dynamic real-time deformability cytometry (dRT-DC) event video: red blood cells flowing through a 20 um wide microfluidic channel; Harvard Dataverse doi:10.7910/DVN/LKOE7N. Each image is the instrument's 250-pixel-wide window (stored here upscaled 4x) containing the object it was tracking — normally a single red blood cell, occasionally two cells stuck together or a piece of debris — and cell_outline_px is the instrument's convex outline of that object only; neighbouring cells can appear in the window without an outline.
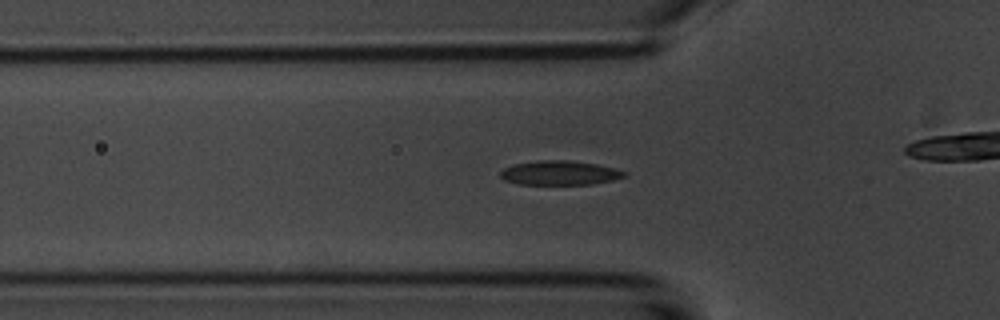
{"species": "common noctule bat (a hibernating species)", "species_latin": "Nyctalus noctula", "temperature_condition": "room temperature", "stored_images_in_passage": 35, "camera_frame_rate_fps": 3000, "um_per_image_px": 0.085, "animal": {"sex": "male", "body_mass_g": 20.1, "forearm_length_mm": 53.5}, "frame": {"image": 1, "passage_image": 11, "time_ms": 3.333, "image_size_px": [1000, 320], "cell_outline_px": [[624, 176], [612, 180], [592, 184], [520, 184], [504, 180], [500, 176], [500, 172], [504, 168], [512, 164], [536, 160], [568, 160], [596, 164], [612, 168], [624, 172]], "centroid_in_image_um": [47.49, 14.69], "position_along_channel_um": 78.3, "area_um2": 17.34}, "authors_computed_cell_mechanics": {"area_um2": 17.5712, "velocity_mm_per_s": 3.7096, "shape_relaxation_time_tau1_ms": 5.7022, "shape_relaxation_time_tau2_ms": 3.9235, "deformation_change_tau1": 0.1605, "deformation_change_tau2": 0.108}}